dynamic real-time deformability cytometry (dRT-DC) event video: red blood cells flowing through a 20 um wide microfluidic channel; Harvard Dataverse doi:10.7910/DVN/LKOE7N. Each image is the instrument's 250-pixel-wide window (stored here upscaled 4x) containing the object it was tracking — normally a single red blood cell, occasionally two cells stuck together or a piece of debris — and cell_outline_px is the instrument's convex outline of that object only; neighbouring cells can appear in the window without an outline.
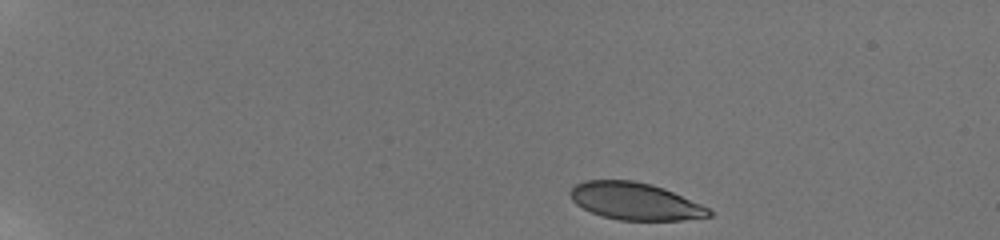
{"species": "human", "species_latin": "Homo sapiens", "temperature_condition": "room temperature", "stored_images_in_passage": 33, "camera_frame_rate_fps": 3000, "um_per_image_px": 0.085, "donor": {"sex": "male"}, "frame": {"image": 1, "passage_image": 1, "time_ms": 0.0, "image_size_px": [1000, 240], "cell_outline_px": [[712, 216], [680, 220], [620, 220], [604, 216], [592, 212], [576, 204], [572, 200], [568, 192], [576, 184], [584, 180], [632, 180], [652, 184], [664, 188], [700, 204], [708, 208], [712, 212]], "centroid_in_image_um": [53.96, 17.1], "position_along_channel_um": 31.0, "area_um2": 29.88}}
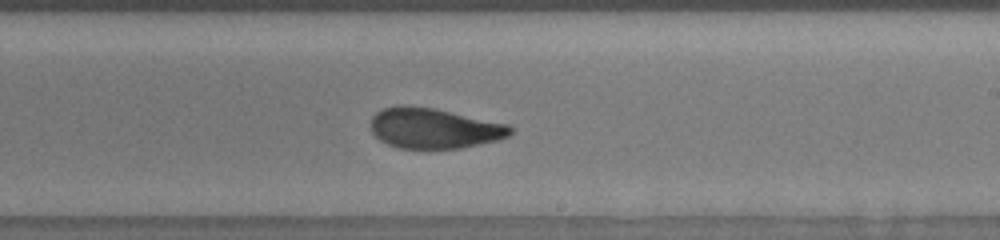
{"frame": {"image": 2, "passage_image": 16, "time_ms": 9.0, "image_size_px": [1000, 240], "cell_outline_px": [[512, 132], [508, 136], [500, 140], [460, 148], [400, 148], [388, 144], [380, 140], [372, 132], [372, 116], [376, 112], [384, 108], [400, 104], [404, 104], [436, 108], [508, 124], [512, 128]], "centroid_in_image_um": [36.9, 10.88], "position_along_channel_um": 252.1, "area_um2": 32.95}}
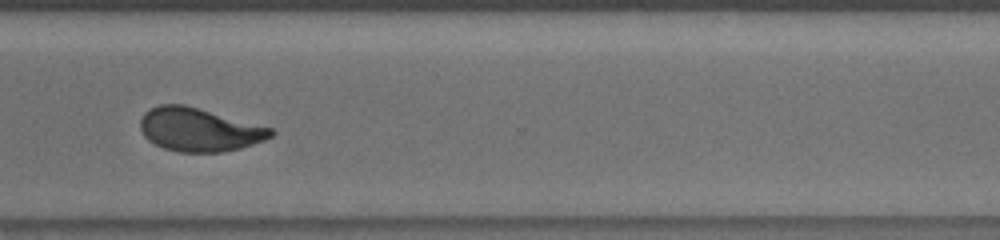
{"frame": {"image": 3, "passage_image": 23, "time_ms": 11.667, "image_size_px": [1000, 240], "cell_outline_px": [[276, 132], [272, 136], [264, 140], [240, 148], [220, 152], [180, 152], [164, 148], [148, 140], [144, 136], [140, 128], [140, 120], [144, 112], [148, 108], [160, 104], [184, 104], [272, 128]], "centroid_in_image_um": [16.9, 11.01], "position_along_channel_um": 353.7, "area_um2": 32.95}, "authors_computed_cell_mechanics": {"area_um2": 33.0038, "velocity_mm_per_s": 3.8043, "shape_relaxation_time_tau1_ms": 10.0205, "shape_relaxation_time_tau2_ms": 1.0718, "deformation_change_tau1": 0.2556, "deformation_change_tau2": 0.0549}}